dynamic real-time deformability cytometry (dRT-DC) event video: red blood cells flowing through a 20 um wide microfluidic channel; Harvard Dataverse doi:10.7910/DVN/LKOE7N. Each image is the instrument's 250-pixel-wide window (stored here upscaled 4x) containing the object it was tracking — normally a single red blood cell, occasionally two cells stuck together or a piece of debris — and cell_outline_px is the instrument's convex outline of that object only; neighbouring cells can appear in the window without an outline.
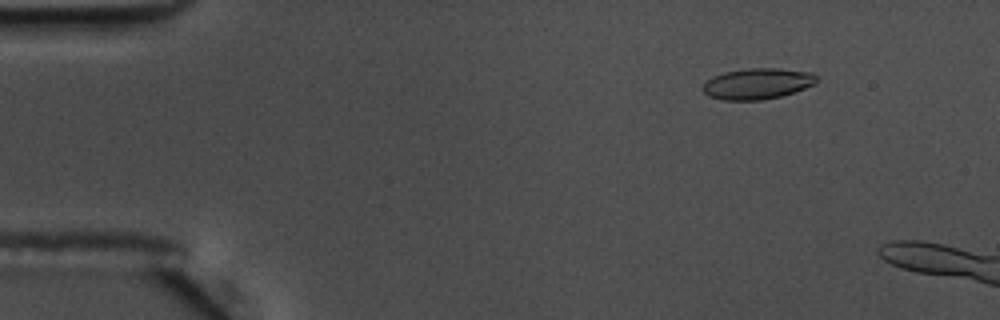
{"species": "common noctule bat (a hibernating species)", "species_latin": "Nyctalus noctula", "temperature_condition": "warm", "stored_images_in_passage": 14, "camera_frame_rate_fps": 3000, "um_per_image_px": 0.085, "animal": {"sex": "male", "body_mass_g": 17.5, "forearm_length_mm": 52.3}, "frame": {"image": 1, "passage_image": 8, "time_ms": 2.333, "image_size_px": [1000, 320], "cell_outline_px": [[816, 84], [780, 96], [760, 100], [724, 100], [708, 96], [704, 92], [704, 84], [712, 76], [724, 72], [748, 68], [776, 68], [812, 72], [816, 76]], "centroid_in_image_um": [64.38, 7.1], "position_along_channel_um": 20.6, "area_um2": 20.35}}